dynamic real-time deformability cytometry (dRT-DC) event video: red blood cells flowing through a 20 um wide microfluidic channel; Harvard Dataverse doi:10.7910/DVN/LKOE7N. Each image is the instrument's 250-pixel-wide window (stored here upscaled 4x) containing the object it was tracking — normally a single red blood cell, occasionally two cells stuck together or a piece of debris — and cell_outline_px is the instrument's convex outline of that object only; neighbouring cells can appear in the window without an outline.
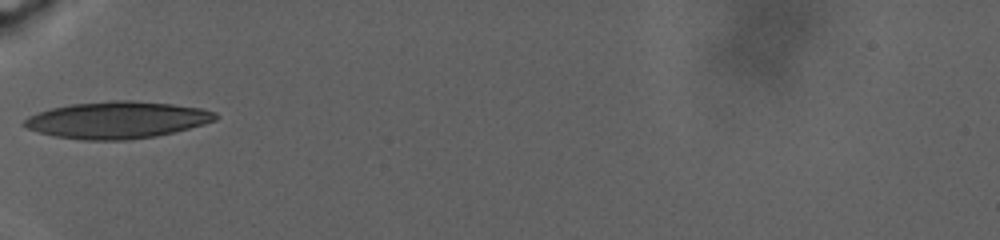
{"species": "human", "species_latin": "Homo sapiens", "temperature_condition": "warm", "stored_images_in_passage": 29, "camera_frame_rate_fps": 3000, "um_per_image_px": 0.085, "donor": {"sex": "male"}, "frame": {"image": 1, "passage_image": 1, "time_ms": 0.0, "image_size_px": [1000, 240], "cell_outline_px": [[220, 116], [216, 120], [204, 124], [156, 136], [128, 140], [80, 140], [56, 136], [40, 132], [28, 128], [20, 124], [28, 116], [52, 108], [72, 104], [112, 100], [132, 100], [172, 104], [200, 108], [216, 112]], "centroid_in_image_um": [9.97, 10.19], "position_along_channel_um": 75.0, "area_um2": 40.98}}
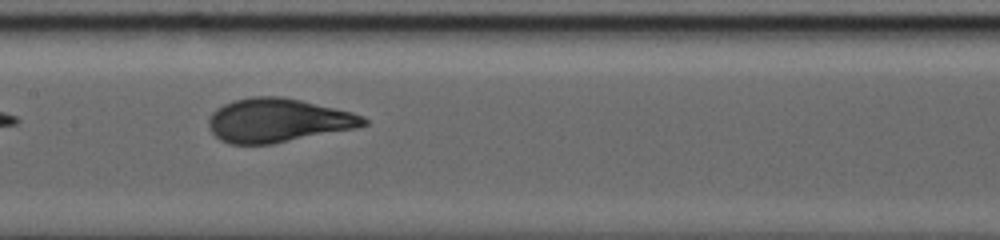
{"frame": {"image": 2, "passage_image": 14, "time_ms": 5.0, "image_size_px": [1000, 240], "cell_outline_px": [[368, 124], [356, 128], [272, 144], [228, 144], [220, 140], [208, 128], [208, 120], [212, 112], [216, 108], [232, 100], [252, 96], [280, 96], [300, 100], [352, 112], [364, 116], [368, 120]], "centroid_in_image_um": [23.6, 10.23], "position_along_channel_um": 183.8, "area_um2": 39.65}}
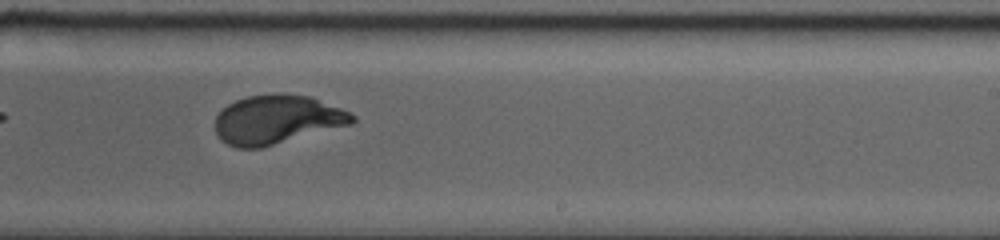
{"frame": {"image": 3, "passage_image": 24, "time_ms": 8.667, "image_size_px": [1000, 240], "cell_outline_px": [[356, 120], [352, 124], [260, 148], [236, 148], [220, 140], [216, 132], [216, 116], [228, 104], [236, 100], [248, 96], [272, 92], [280, 92], [312, 96], [352, 112], [356, 116]], "centroid_in_image_um": [23.58, 10.14], "position_along_channel_um": 265.4, "area_um2": 39.54}}